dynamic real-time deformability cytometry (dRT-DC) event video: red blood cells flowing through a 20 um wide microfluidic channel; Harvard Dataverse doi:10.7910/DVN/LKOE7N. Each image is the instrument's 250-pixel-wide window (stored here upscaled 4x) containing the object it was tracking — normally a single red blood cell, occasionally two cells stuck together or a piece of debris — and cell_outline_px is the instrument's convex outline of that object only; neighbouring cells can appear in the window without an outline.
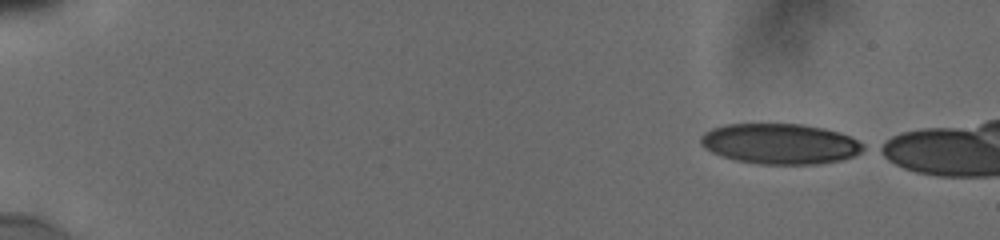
{"species": "human", "species_latin": "Homo sapiens", "temperature_condition": "cold", "stored_images_in_passage": 48, "camera_frame_rate_fps": 3000, "um_per_image_px": 0.085, "donor": {"sex": "male"}, "frame": {"image": 1, "passage_image": 1, "time_ms": 0.0, "image_size_px": [1000, 240], "cell_outline_px": [[868, 148], [852, 156], [840, 160], [816, 164], [760, 164], [736, 160], [712, 152], [704, 148], [700, 144], [700, 136], [704, 132], [712, 128], [724, 124], [804, 124], [824, 128], [840, 132], [864, 144]], "centroid_in_image_um": [66.3, 12.21], "position_along_channel_um": 18.7, "area_um2": 38.38}}
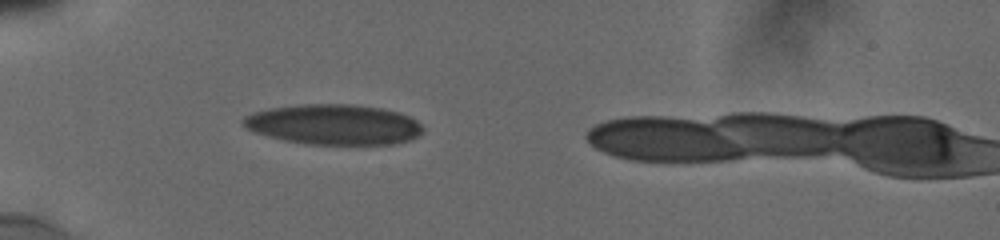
{"frame": {"image": 2, "passage_image": 36, "time_ms": 4.333, "image_size_px": [1000, 240], "cell_outline_px": [[424, 128], [416, 136], [408, 140], [392, 144], [308, 144], [284, 140], [252, 132], [244, 128], [240, 124], [240, 120], [244, 116], [252, 112], [272, 108], [304, 104], [352, 104], [384, 108], [400, 112], [416, 120]], "centroid_in_image_um": [28.31, 10.57], "position_along_channel_um": 56.7, "area_um2": 42.37}}
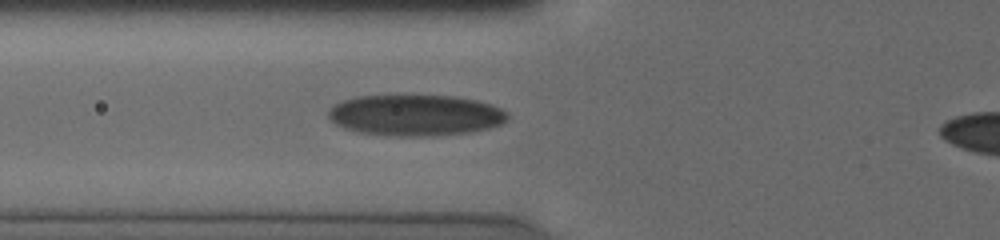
{"frame": {"image": 3, "passage_image": 47, "time_ms": 5.667, "image_size_px": [1000, 240], "cell_outline_px": [[508, 120], [500, 124], [488, 128], [468, 132], [416, 136], [412, 136], [360, 132], [336, 124], [328, 116], [328, 108], [344, 100], [356, 96], [456, 96], [476, 100], [492, 104], [508, 112]], "centroid_in_image_um": [35.35, 9.77], "position_along_channel_um": 90.5, "area_um2": 42.19}}